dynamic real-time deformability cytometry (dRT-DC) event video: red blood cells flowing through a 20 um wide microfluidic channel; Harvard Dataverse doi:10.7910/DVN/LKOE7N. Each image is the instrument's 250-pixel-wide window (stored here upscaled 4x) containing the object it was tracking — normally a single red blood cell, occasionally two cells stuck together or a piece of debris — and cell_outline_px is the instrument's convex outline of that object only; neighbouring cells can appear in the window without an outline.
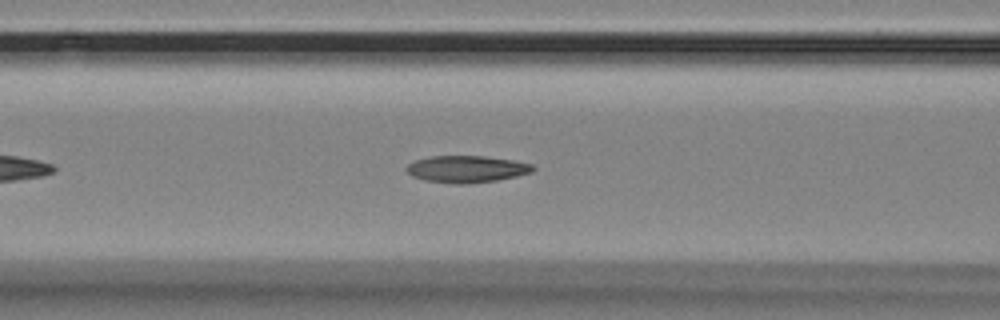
{"species": "Egyptian fruit bat (a non-hibernating species)", "species_latin": "Rousettus aegyptiacus", "temperature_condition": "room temperature", "stored_images_in_passage": 43, "camera_frame_rate_fps": 3000, "um_per_image_px": 0.085, "animal": {"sex": "female"}, "frame": {"image": 1, "passage_image": 12, "time_ms": 3.667, "image_size_px": [1000, 320], "cell_outline_px": [[536, 168], [532, 172], [516, 176], [496, 180], [468, 184], [456, 184], [424, 180], [412, 176], [404, 168], [408, 164], [416, 160], [432, 156], [484, 156], [512, 160], [532, 164]], "centroid_in_image_um": [39.66, 14.37], "position_along_channel_um": 126.9, "area_um2": 19.77}}
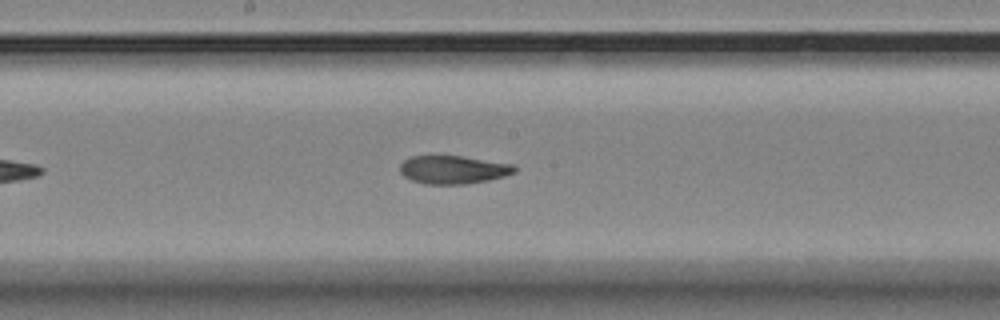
{"frame": {"image": 2, "passage_image": 19, "time_ms": 6.0, "image_size_px": [1000, 320], "cell_outline_px": [[516, 172], [504, 176], [488, 180], [464, 184], [424, 184], [412, 180], [404, 176], [400, 172], [400, 164], [404, 160], [412, 156], [460, 156], [512, 164], [516, 168]], "centroid_in_image_um": [38.5, 14.43], "position_along_channel_um": 209.7, "area_um2": 18.67}}
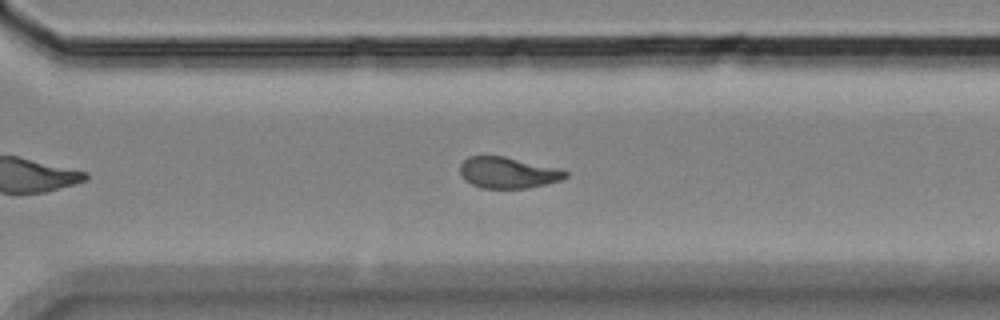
{"frame": {"image": 3, "passage_image": 29, "time_ms": 9.333, "image_size_px": [1000, 320], "cell_outline_px": [[568, 176], [560, 180], [528, 188], [480, 188], [464, 180], [460, 176], [460, 164], [468, 156], [504, 156], [556, 168], [568, 172]], "centroid_in_image_um": [43.12, 14.68], "position_along_channel_um": 327.5, "area_um2": 19.02}, "authors_computed_cell_mechanics": {"area_um2": 19.3052, "velocity_mm_per_s": 3.545, "shape_relaxation_time_tau1_ms": null, "shape_relaxation_time_tau2_ms": 2.6156, "deformation_change_tau1": null, "deformation_change_tau2": 0.0969}}